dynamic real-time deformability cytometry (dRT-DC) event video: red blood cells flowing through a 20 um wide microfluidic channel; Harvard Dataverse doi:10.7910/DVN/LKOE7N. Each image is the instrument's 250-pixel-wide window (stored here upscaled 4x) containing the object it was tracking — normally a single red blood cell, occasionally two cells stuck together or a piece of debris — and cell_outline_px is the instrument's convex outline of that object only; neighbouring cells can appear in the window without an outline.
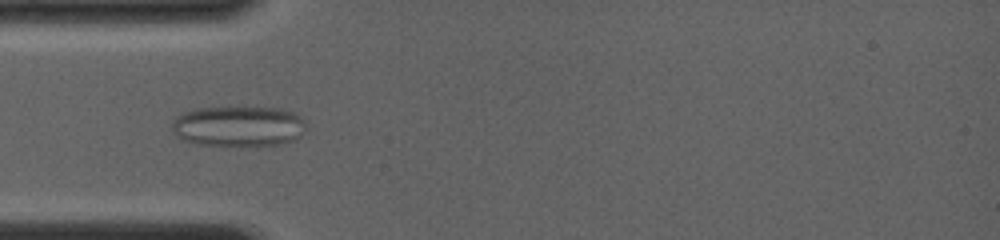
{"species": "common noctule bat (a hibernating species)", "species_latin": "Nyctalus noctula", "temperature_condition": "room temperature", "stored_images_in_passage": 27, "camera_frame_rate_fps": 4000, "um_per_image_px": 0.085, "animal": {"sex": "female", "body_mass_g": 19.0, "forearm_length_mm": 56.7}, "frame": {"image": 1, "passage_image": 5, "time_ms": 1.75, "image_size_px": [1000, 240], "cell_outline_px": [[304, 128], [300, 136], [292, 140], [280, 144], [196, 144], [180, 140], [176, 136], [172, 128], [172, 120], [176, 116], [184, 112], [196, 108], [280, 108], [296, 112], [304, 120]], "centroid_in_image_um": [20.23, 10.71], "position_along_channel_um": 64.8, "area_um2": 31.21}}
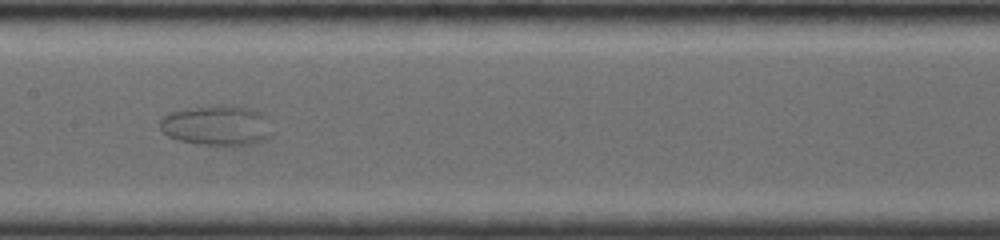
{"frame": {"image": 2, "passage_image": 11, "time_ms": 5.0, "image_size_px": [1000, 240], "cell_outline_px": [[272, 136], [268, 140], [256, 144], [200, 144], [180, 140], [168, 136], [160, 128], [160, 120], [164, 116], [172, 112], [184, 108], [236, 104], [252, 108], [268, 116], [272, 132]], "centroid_in_image_um": [18.52, 10.64], "position_along_channel_um": 188.9, "area_um2": 26.53}}
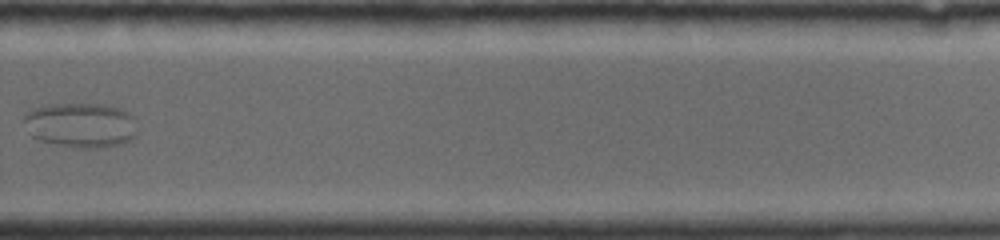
{"frame": {"image": 3, "passage_image": 18, "time_ms": 8.5, "image_size_px": [1000, 240], "cell_outline_px": [[140, 128], [136, 136], [132, 140], [120, 144], [100, 148], [84, 148], [40, 140], [32, 136], [24, 120], [24, 116], [32, 108], [48, 104], [100, 104], [116, 108], [128, 112], [136, 116]], "centroid_in_image_um": [6.97, 10.62], "position_along_channel_um": 322.8, "area_um2": 29.77}}